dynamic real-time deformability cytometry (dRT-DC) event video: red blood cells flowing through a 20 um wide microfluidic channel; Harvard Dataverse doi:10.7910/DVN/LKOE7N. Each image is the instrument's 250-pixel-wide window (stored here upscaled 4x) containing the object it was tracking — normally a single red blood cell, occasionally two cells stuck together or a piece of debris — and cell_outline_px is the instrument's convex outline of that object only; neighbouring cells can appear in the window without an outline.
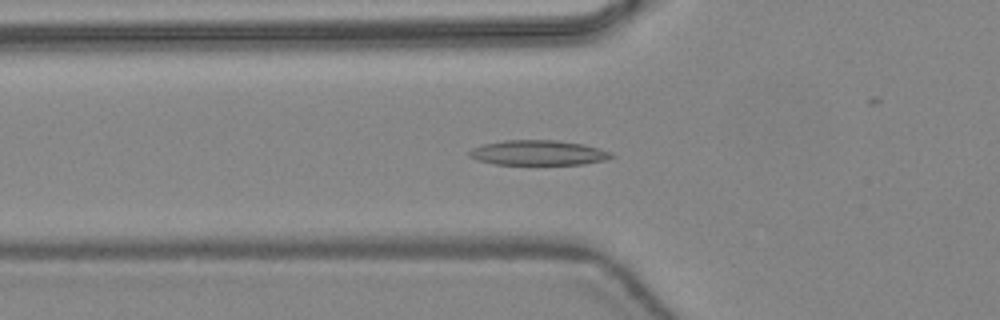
{"species": "common noctule bat (a hibernating species)", "species_latin": "Nyctalus noctula", "temperature_condition": "warm", "stored_images_in_passage": 48, "camera_frame_rate_fps": 3000, "um_per_image_px": 0.085, "animal": {"sex": "female", "body_mass_g": 24.6, "forearm_length_mm": 56.2}, "frame": {"image": 1, "passage_image": 17, "time_ms": 5.333, "image_size_px": [1000, 320], "cell_outline_px": [[616, 156], [604, 160], [584, 164], [496, 164], [476, 160], [468, 156], [468, 152], [472, 148], [484, 144], [504, 140], [556, 140], [584, 144], [600, 148], [612, 152]], "centroid_in_image_um": [45.77, 12.98], "position_along_channel_um": 80.0, "area_um2": 20.75}}
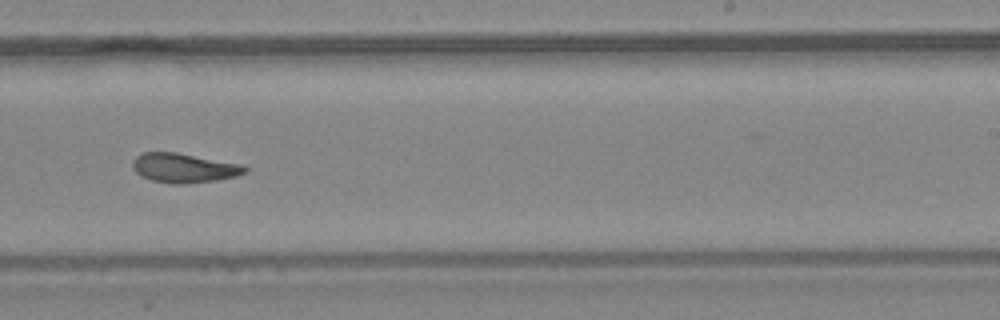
{"frame": {"image": 2, "passage_image": 30, "time_ms": 9.667, "image_size_px": [1000, 320], "cell_outline_px": [[248, 172], [236, 176], [216, 180], [184, 184], [172, 184], [152, 180], [140, 176], [132, 168], [132, 160], [136, 156], [144, 152], [176, 152], [244, 164], [248, 168]], "centroid_in_image_um": [15.65, 14.27], "position_along_channel_um": 273.3, "area_um2": 19.48}}
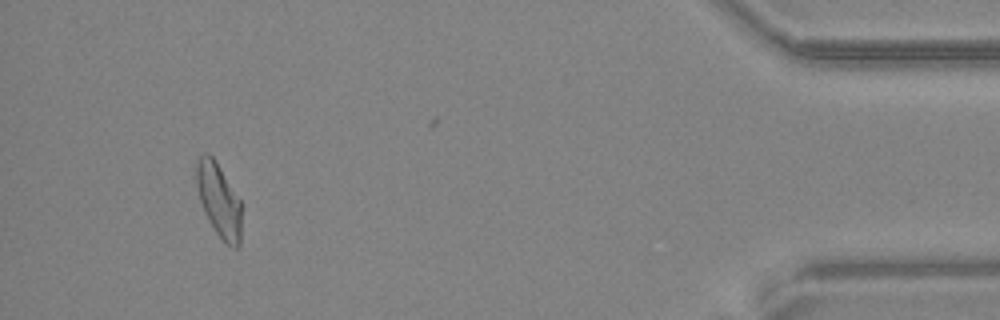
{"frame": {"image": 3, "passage_image": 44, "time_ms": 14.333, "image_size_px": [1000, 320], "cell_outline_px": [[240, 248], [232, 248], [216, 232], [208, 220], [200, 200], [196, 184], [196, 160], [204, 152], [208, 152], [216, 160], [240, 200]], "centroid_in_image_um": [18.58, 16.97], "position_along_channel_um": 416.6, "area_um2": 19.19}, "authors_computed_cell_mechanics": {"area_um2": 19.5653, "velocity_mm_per_s": 4.4486, "shape_relaxation_time_tau1_ms": 6.3192, "shape_relaxation_time_tau2_ms": 5.2713, "deformation_change_tau1": 0.1911, "deformation_change_tau2": 0.1151}}